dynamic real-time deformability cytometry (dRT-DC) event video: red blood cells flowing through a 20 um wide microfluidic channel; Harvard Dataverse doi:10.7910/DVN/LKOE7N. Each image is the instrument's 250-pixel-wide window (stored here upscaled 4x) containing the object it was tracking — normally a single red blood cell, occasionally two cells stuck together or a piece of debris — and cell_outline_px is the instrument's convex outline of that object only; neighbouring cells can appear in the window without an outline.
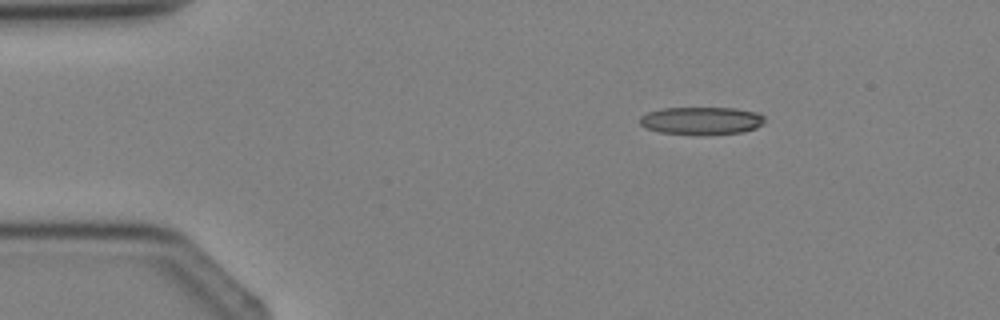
{"species": "Egyptian fruit bat (a non-hibernating species)", "species_latin": "Rousettus aegyptiacus", "temperature_condition": "cold", "stored_images_in_passage": 2, "camera_frame_rate_fps": 3000, "um_per_image_px": 0.085, "animal": {"sex": "female"}, "frame": {"image": 1, "passage_image": 1, "time_ms": 0.0, "image_size_px": [1000, 320], "cell_outline_px": [[764, 124], [756, 128], [744, 132], [660, 132], [648, 128], [640, 124], [640, 116], [648, 112], [660, 108], [736, 108], [756, 112], [764, 116]], "centroid_in_image_um": [59.65, 10.21], "position_along_channel_um": 25.4, "area_um2": 19.31}}